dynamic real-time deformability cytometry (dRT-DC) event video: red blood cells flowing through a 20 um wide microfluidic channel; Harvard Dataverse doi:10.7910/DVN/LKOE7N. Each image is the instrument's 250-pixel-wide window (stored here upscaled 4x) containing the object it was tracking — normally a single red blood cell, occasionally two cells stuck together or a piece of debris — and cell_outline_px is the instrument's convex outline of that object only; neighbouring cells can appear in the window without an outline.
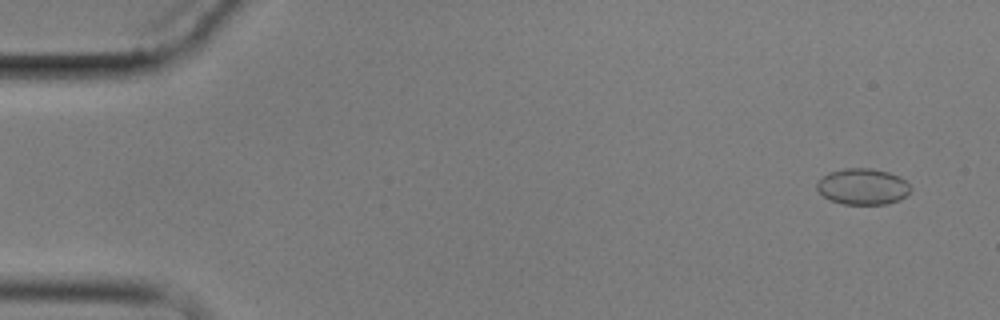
{"species": "common noctule bat (a hibernating species)", "species_latin": "Nyctalus noctula", "temperature_condition": "cold", "stored_images_in_passage": 5, "camera_frame_rate_fps": 3000, "um_per_image_px": 0.085, "animal": {"sex": "male", "body_mass_g": 17.9}, "frame": {"image": 1, "passage_image": 1, "time_ms": 0.0, "image_size_px": [1000, 320], "cell_outline_px": [[912, 188], [900, 200], [884, 204], [844, 204], [832, 200], [824, 196], [816, 188], [816, 184], [828, 172], [844, 168], [872, 168], [888, 172], [900, 176]], "centroid_in_image_um": [73.34, 15.85], "position_along_channel_um": 11.7, "area_um2": 19.59}}
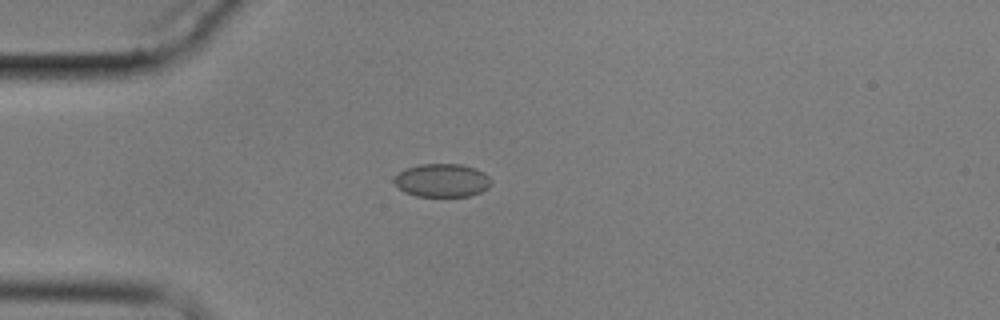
{"frame": {"image": 2, "passage_image": 4, "time_ms": 4.0, "image_size_px": [1000, 320], "cell_outline_px": [[492, 184], [488, 188], [480, 192], [468, 196], [416, 196], [404, 192], [392, 180], [404, 168], [420, 164], [460, 164], [476, 168], [484, 172], [492, 180]], "centroid_in_image_um": [37.59, 15.32], "position_along_channel_um": 47.4, "area_um2": 18.9}}